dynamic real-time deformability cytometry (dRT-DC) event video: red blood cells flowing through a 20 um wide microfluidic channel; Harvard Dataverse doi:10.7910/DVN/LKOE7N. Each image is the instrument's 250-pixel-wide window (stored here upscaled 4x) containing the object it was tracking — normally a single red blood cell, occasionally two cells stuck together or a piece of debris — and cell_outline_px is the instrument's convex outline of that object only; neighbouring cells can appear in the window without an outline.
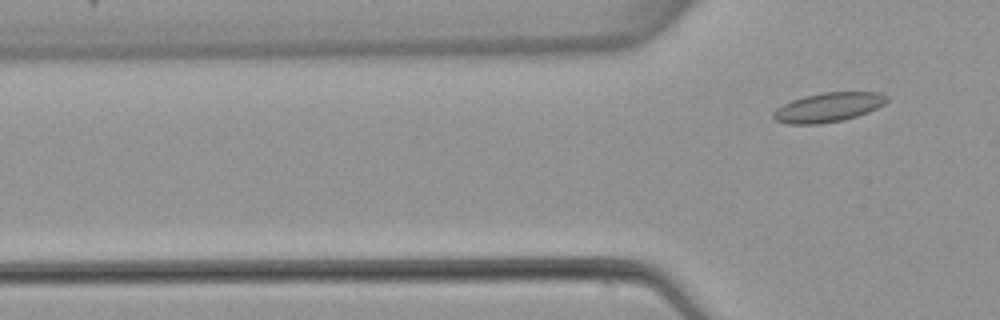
{"species": "common noctule bat (a hibernating species)", "species_latin": "Nyctalus noctula", "temperature_condition": "warm", "stored_images_in_passage": 7, "segment_of_instrument_passage": [2, 2], "camera_frame_rate_fps": 3000, "um_per_image_px": 0.085, "animal": {"sex": "female", "body_mass_g": 22.7, "forearm_length_mm": 54.2}, "frame": {"image": 1, "passage_image": 7, "time_ms": 7.333, "image_size_px": [1000, 320], "cell_outline_px": [[888, 100], [884, 104], [868, 112], [844, 120], [820, 124], [788, 124], [776, 120], [772, 116], [772, 112], [776, 108], [792, 100], [804, 96], [824, 92], [880, 92], [888, 96]], "centroid_in_image_um": [70.4, 9.12], "position_along_channel_um": 55.4, "area_um2": 19.42}}